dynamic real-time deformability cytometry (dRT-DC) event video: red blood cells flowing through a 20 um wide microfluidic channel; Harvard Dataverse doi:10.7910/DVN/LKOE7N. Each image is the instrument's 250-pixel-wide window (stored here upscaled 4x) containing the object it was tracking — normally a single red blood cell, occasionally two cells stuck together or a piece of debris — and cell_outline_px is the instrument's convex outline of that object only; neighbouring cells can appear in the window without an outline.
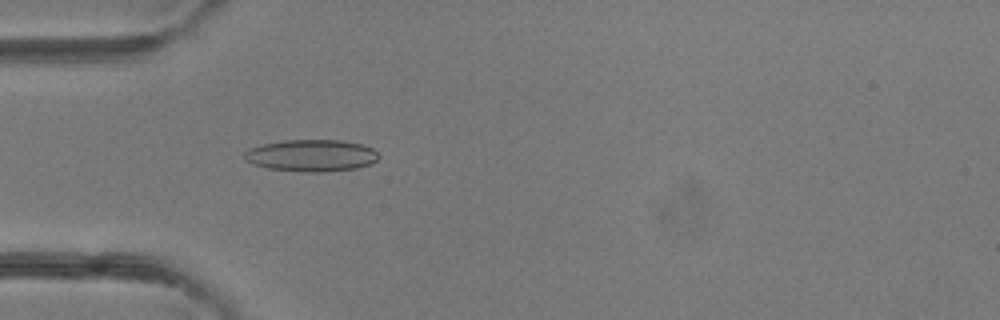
{"species": "common noctule bat (a hibernating species)", "species_latin": "Nyctalus noctula", "temperature_condition": "room temperature", "stored_images_in_passage": 4, "camera_frame_rate_fps": 3000, "um_per_image_px": 0.085, "animal": {"sex": "female"}, "frame": {"image": 1, "passage_image": 4, "time_ms": 3.333, "image_size_px": [1000, 320], "cell_outline_px": [[380, 156], [372, 164], [356, 168], [328, 172], [304, 172], [268, 168], [252, 164], [244, 160], [244, 152], [248, 148], [264, 144], [284, 140], [340, 140], [360, 144], [372, 148]], "centroid_in_image_um": [26.45, 13.22], "position_along_channel_um": 58.5, "area_um2": 25.09}}